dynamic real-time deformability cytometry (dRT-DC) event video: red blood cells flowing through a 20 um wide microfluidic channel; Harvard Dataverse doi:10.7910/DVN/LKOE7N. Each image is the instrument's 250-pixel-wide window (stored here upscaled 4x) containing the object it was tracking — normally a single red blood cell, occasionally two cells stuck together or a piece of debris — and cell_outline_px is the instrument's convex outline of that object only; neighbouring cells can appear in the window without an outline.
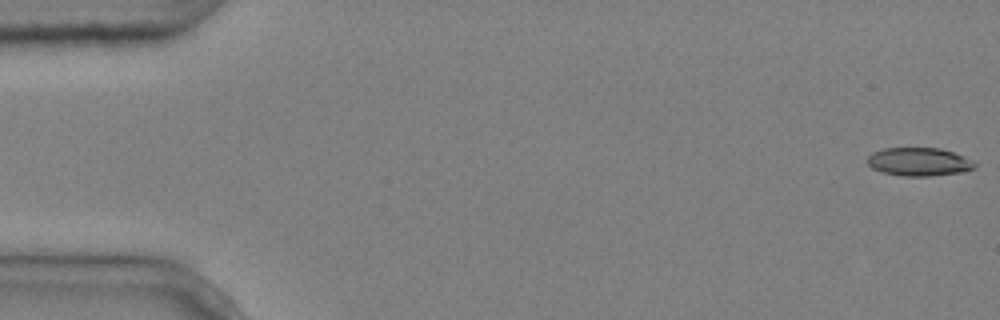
{"species": "common noctule bat (a hibernating species)", "species_latin": "Nyctalus noctula", "temperature_condition": "cold", "stored_images_in_passage": 6, "camera_frame_rate_fps": 3000, "um_per_image_px": 0.085, "animal": {"sex": "male", "body_mass_g": 20.4}, "frame": {"image": 1, "passage_image": 1, "time_ms": 0.0, "image_size_px": [1000, 320], "cell_outline_px": [[976, 168], [964, 172], [928, 176], [904, 176], [884, 172], [872, 168], [864, 160], [872, 152], [884, 148], [940, 148], [964, 156], [972, 160], [976, 164]], "centroid_in_image_um": [78.11, 13.75], "position_along_channel_um": 6.9, "area_um2": 17.8}}
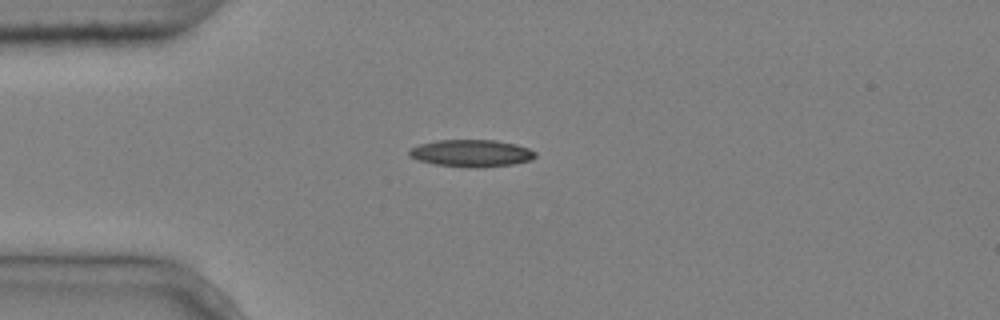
{"frame": {"image": 2, "passage_image": 4, "time_ms": 1.0, "image_size_px": [1000, 320], "cell_outline_px": [[536, 156], [532, 160], [512, 164], [476, 168], [468, 168], [436, 164], [420, 160], [408, 156], [408, 148], [420, 144], [436, 140], [496, 140], [516, 144], [528, 148], [536, 152]], "centroid_in_image_um": [40.06, 13.02], "position_along_channel_um": 44.9, "area_um2": 20.06}}
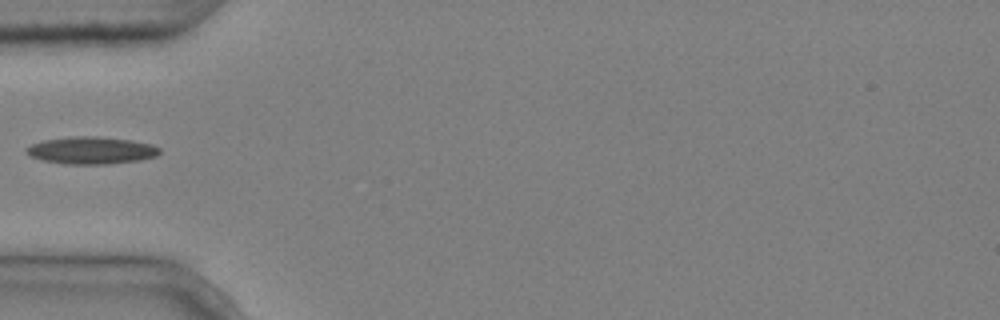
{"frame": {"image": 3, "passage_image": 5, "time_ms": 1.333, "image_size_px": [1000, 320], "cell_outline_px": [[160, 152], [156, 156], [140, 160], [108, 164], [64, 164], [44, 160], [28, 156], [24, 152], [24, 148], [32, 144], [44, 140], [76, 136], [96, 136], [128, 140], [152, 144], [160, 148]], "centroid_in_image_um": [7.73, 12.79], "position_along_channel_um": 77.3, "area_um2": 21.15}}